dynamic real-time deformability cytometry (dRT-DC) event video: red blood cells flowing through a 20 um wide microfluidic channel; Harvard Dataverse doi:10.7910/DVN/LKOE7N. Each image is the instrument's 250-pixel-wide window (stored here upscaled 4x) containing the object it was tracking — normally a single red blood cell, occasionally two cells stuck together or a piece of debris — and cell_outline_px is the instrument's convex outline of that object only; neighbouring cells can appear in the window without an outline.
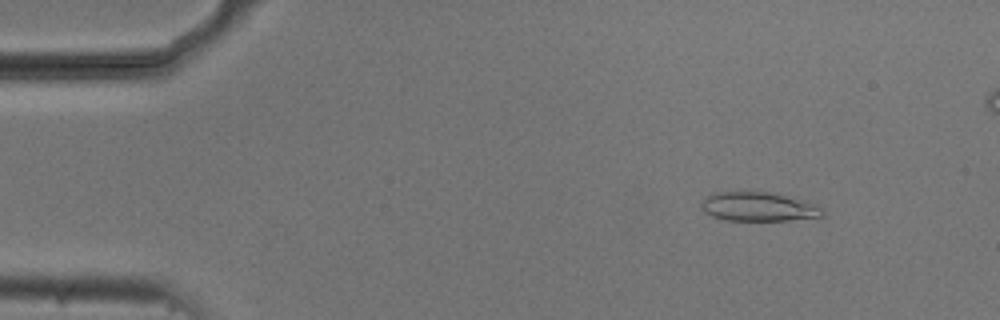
{"species": "common noctule bat (a hibernating species)", "species_latin": "Nyctalus noctula", "temperature_condition": "cold", "stored_images_in_passage": 53, "camera_frame_rate_fps": 3000, "um_per_image_px": 0.085, "animal": {"sex": "male", "body_mass_g": 20.5, "forearm_length_mm": 52.5}, "frame": {"image": 1, "passage_image": 7, "time_ms": 2.0, "image_size_px": [1000, 320], "cell_outline_px": [[824, 216], [788, 220], [724, 220], [712, 216], [704, 212], [700, 208], [700, 204], [708, 196], [716, 192], [768, 192], [804, 200], [820, 208], [824, 212]], "centroid_in_image_um": [64.43, 17.58], "position_along_channel_um": 20.6, "area_um2": 20.23}}
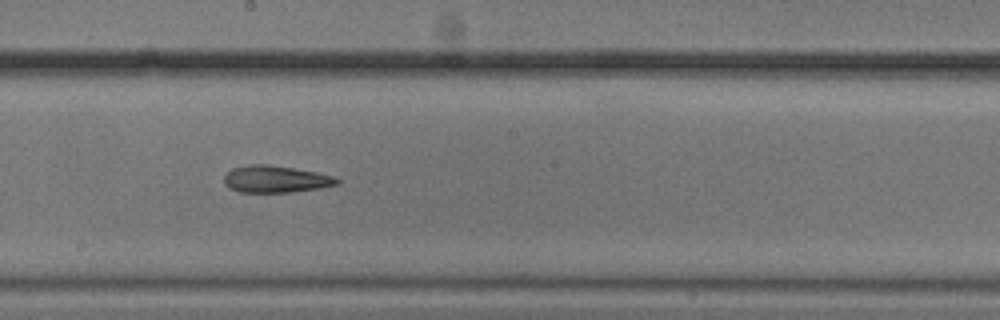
{"frame": {"image": 2, "passage_image": 30, "time_ms": 9.667, "image_size_px": [1000, 320], "cell_outline_px": [[340, 184], [320, 188], [292, 192], [240, 192], [228, 188], [224, 184], [224, 176], [232, 168], [248, 164], [268, 164], [316, 172], [332, 176], [340, 180]], "centroid_in_image_um": [23.41, 15.23], "position_along_channel_um": 224.8, "area_um2": 17.8}}
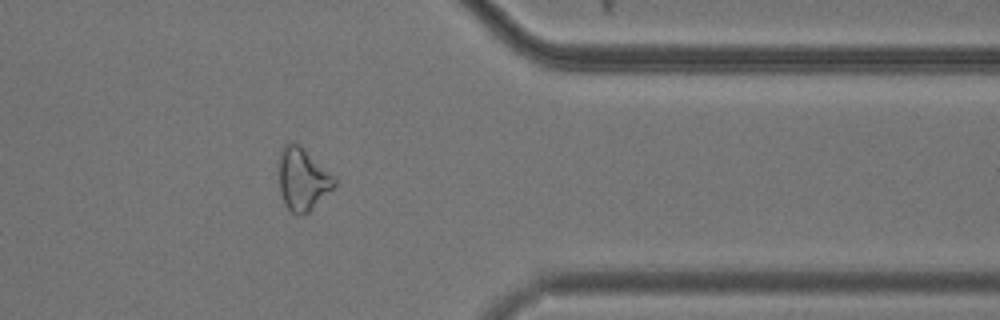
{"frame": {"image": 3, "passage_image": 44, "time_ms": 14.333, "image_size_px": [1000, 320], "cell_outline_px": [[336, 184], [308, 212], [296, 216], [284, 204], [280, 192], [280, 152], [284, 144], [300, 144], [336, 176]], "centroid_in_image_um": [25.74, 15.22], "position_along_channel_um": 385.7, "area_um2": 20.0}}